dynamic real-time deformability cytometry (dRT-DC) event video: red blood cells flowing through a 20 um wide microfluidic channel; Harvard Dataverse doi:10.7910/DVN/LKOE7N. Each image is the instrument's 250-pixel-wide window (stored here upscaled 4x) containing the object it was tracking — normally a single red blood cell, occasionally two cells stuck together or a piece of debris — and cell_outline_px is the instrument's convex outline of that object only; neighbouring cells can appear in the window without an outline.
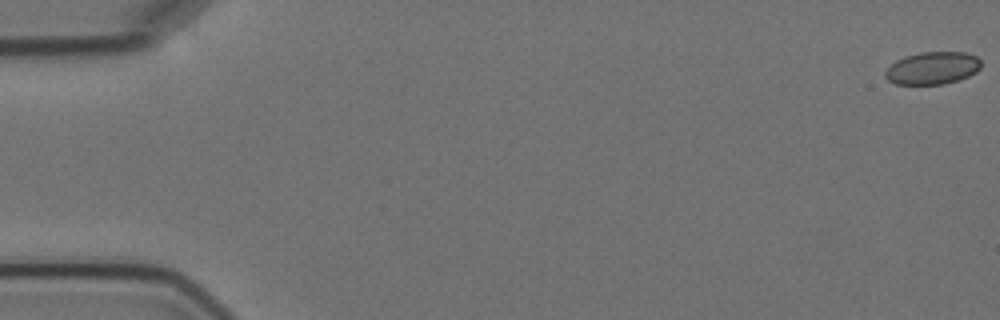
{"species": "Egyptian fruit bat (a non-hibernating species)", "species_latin": "Rousettus aegyptiacus", "temperature_condition": "cold", "stored_images_in_passage": 13, "camera_frame_rate_fps": 3000, "um_per_image_px": 0.085, "animal": {"sex": "female"}, "frame": {"image": 1, "passage_image": 1, "time_ms": 0.0, "image_size_px": [1000, 320], "cell_outline_px": [[980, 68], [976, 72], [968, 76], [944, 84], [896, 84], [888, 80], [884, 76], [884, 72], [896, 60], [904, 56], [920, 52], [964, 52], [976, 56], [980, 60]], "centroid_in_image_um": [79.24, 5.78], "position_along_channel_um": 5.8, "area_um2": 18.09}}
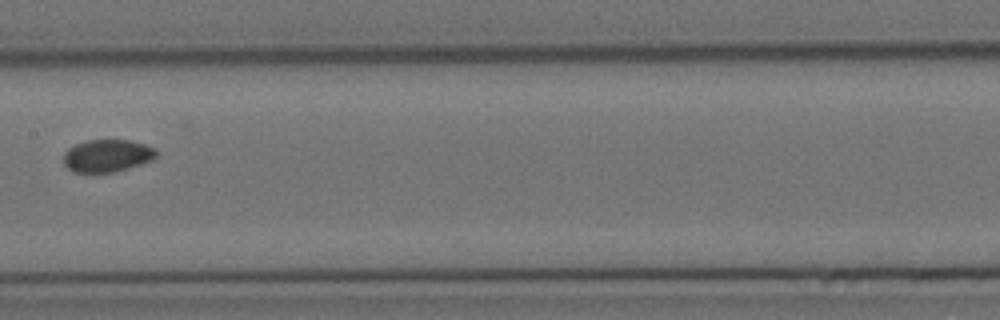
{"frame": {"image": 2, "passage_image": 8, "time_ms": 9.667, "image_size_px": [1000, 320], "cell_outline_px": [[156, 156], [152, 160], [128, 168], [112, 172], [92, 176], [72, 172], [64, 164], [64, 152], [68, 148], [76, 144], [88, 140], [128, 140], [144, 144], [156, 148]], "centroid_in_image_um": [9.06, 13.28], "position_along_channel_um": 198.3, "area_um2": 18.03}}
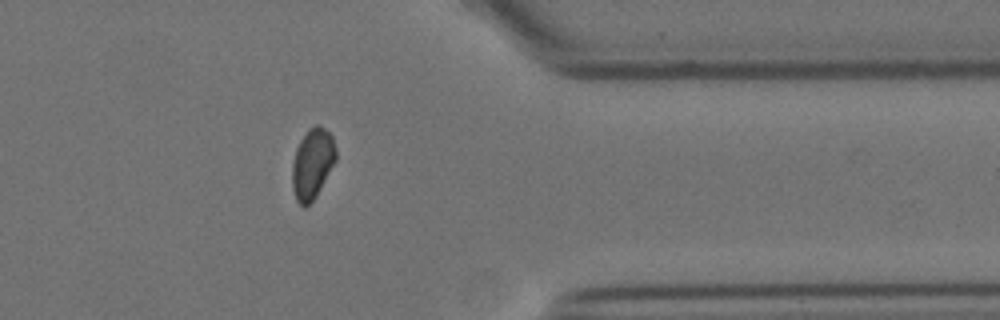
{"frame": {"image": 3, "passage_image": 13, "time_ms": 15.333, "image_size_px": [1000, 320], "cell_outline_px": [[336, 160], [316, 196], [304, 208], [296, 200], [292, 188], [292, 164], [296, 148], [300, 140], [308, 128], [316, 124], [320, 124], [332, 136], [336, 148]], "centroid_in_image_um": [26.54, 13.89], "position_along_channel_um": 384.9, "area_um2": 17.98}}